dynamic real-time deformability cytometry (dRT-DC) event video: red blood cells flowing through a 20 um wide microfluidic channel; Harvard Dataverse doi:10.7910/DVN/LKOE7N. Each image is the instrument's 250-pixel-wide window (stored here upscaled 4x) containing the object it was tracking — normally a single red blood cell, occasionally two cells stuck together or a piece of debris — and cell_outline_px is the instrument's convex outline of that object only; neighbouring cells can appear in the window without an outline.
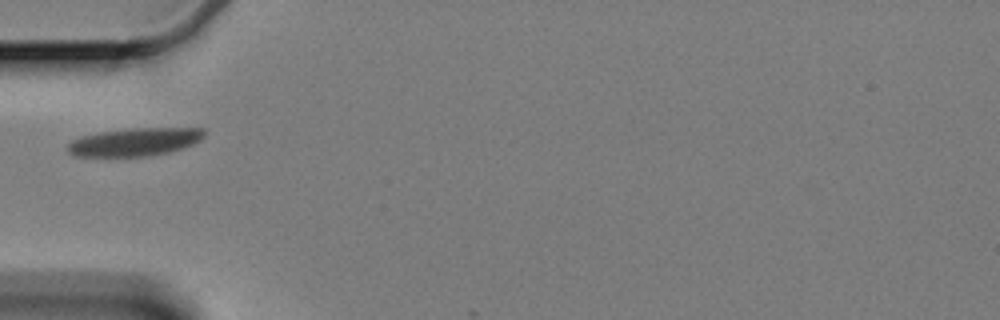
{"species": "Egyptian fruit bat (a non-hibernating species)", "species_latin": "Rousettus aegyptiacus", "temperature_condition": "cold", "stored_images_in_passage": 42, "camera_frame_rate_fps": 3000, "um_per_image_px": 0.085, "animal": {"sex": "female"}, "frame": {"image": 1, "passage_image": 1, "time_ms": 0.0, "image_size_px": [1000, 320], "cell_outline_px": [[204, 136], [200, 140], [192, 144], [168, 152], [144, 156], [76, 156], [68, 152], [68, 144], [72, 140], [80, 136], [100, 132], [128, 128], [204, 128]], "centroid_in_image_um": [11.43, 12.05], "position_along_channel_um": 73.6, "area_um2": 22.08}}
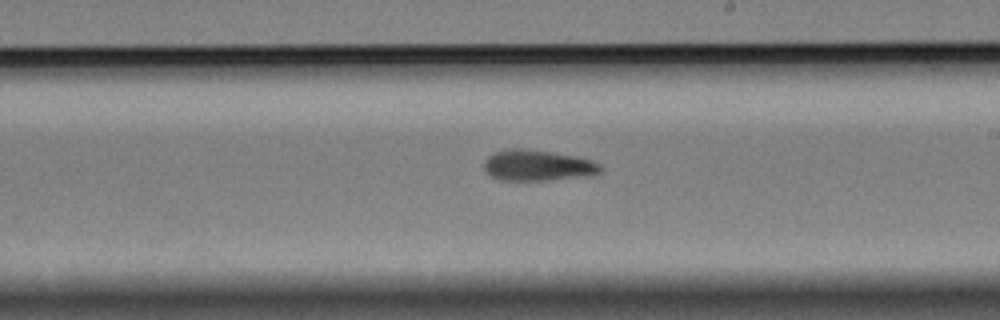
{"frame": {"image": 2, "passage_image": 19, "time_ms": 6.0, "image_size_px": [1000, 320], "cell_outline_px": [[604, 168], [600, 172], [592, 176], [544, 180], [500, 180], [492, 176], [484, 168], [484, 160], [488, 156], [496, 152], [512, 148], [520, 148], [552, 152], [576, 156], [592, 160], [600, 164]], "centroid_in_image_um": [45.75, 14.06], "position_along_channel_um": 243.2, "area_um2": 20.98}}
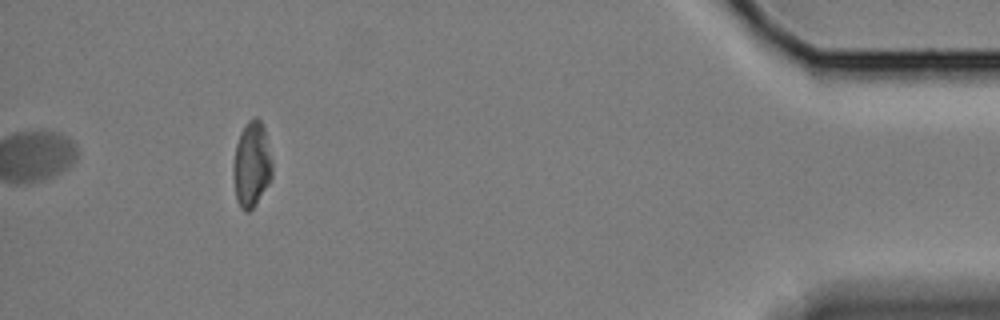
{"frame": {"image": 3, "passage_image": 42, "time_ms": 13.667, "image_size_px": [1000, 320], "cell_outline_px": [[272, 176], [268, 184], [252, 208], [248, 212], [244, 212], [240, 208], [236, 200], [232, 172], [232, 168], [236, 144], [240, 132], [248, 120], [256, 116], [260, 120], [264, 128], [272, 160]], "centroid_in_image_um": [21.37, 13.98], "position_along_channel_um": 413.8, "area_um2": 19.48}}